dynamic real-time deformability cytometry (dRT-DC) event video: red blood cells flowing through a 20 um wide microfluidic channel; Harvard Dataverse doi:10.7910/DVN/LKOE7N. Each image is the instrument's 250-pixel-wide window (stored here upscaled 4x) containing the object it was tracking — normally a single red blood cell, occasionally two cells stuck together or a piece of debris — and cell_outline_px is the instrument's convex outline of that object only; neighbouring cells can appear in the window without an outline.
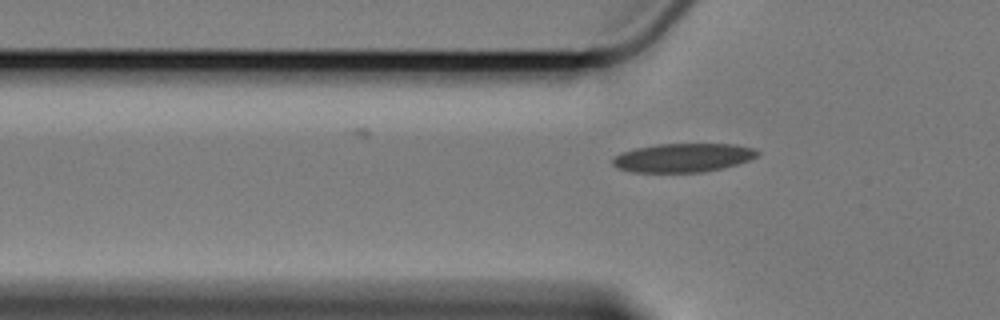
{"species": "Egyptian fruit bat (a non-hibernating species)", "species_latin": "Rousettus aegyptiacus", "temperature_condition": "cold", "stored_images_in_passage": 40, "camera_frame_rate_fps": 3000, "um_per_image_px": 0.085, "animal": {"sex": "female"}, "frame": {"image": 1, "passage_image": 5, "time_ms": 1.333, "image_size_px": [1000, 320], "cell_outline_px": [[760, 152], [756, 156], [748, 160], [724, 168], [704, 172], [632, 172], [616, 168], [612, 164], [612, 160], [620, 152], [636, 148], [656, 144], [736, 144], [756, 148]], "centroid_in_image_um": [58.05, 13.4], "position_along_channel_um": 67.7, "area_um2": 24.39}}
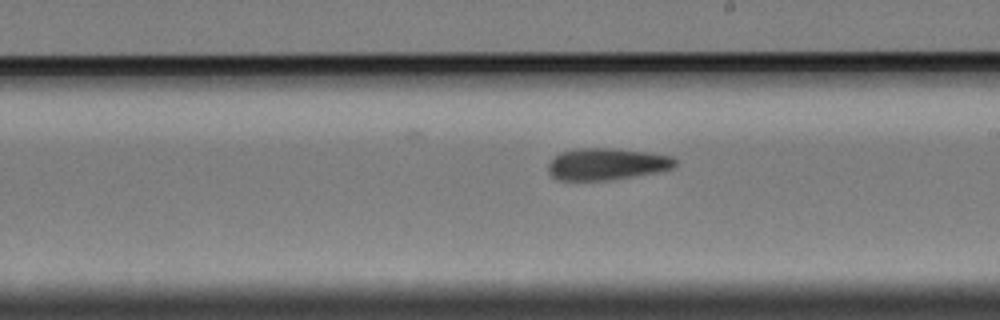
{"frame": {"image": 2, "passage_image": 20, "time_ms": 6.333, "image_size_px": [1000, 320], "cell_outline_px": [[676, 164], [672, 168], [656, 172], [632, 176], [604, 180], [556, 180], [548, 172], [548, 164], [560, 152], [580, 148], [612, 148], [652, 152], [672, 156], [676, 160]], "centroid_in_image_um": [51.57, 13.93], "position_along_channel_um": 237.4, "area_um2": 23.47}}
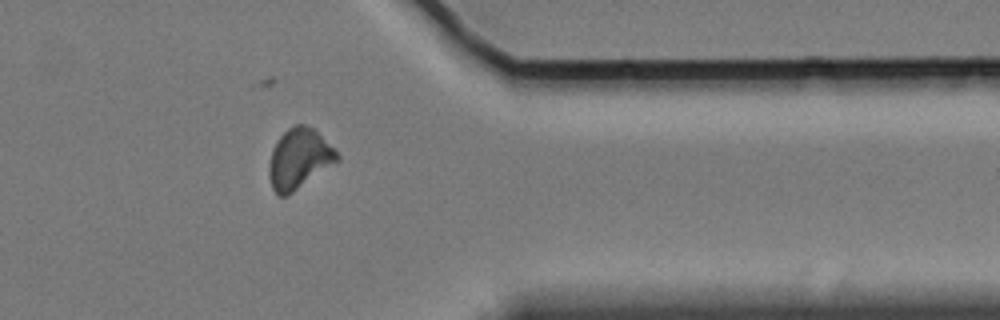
{"frame": {"image": 3, "passage_image": 34, "time_ms": 11.0, "image_size_px": [1000, 320], "cell_outline_px": [[340, 160], [288, 196], [280, 196], [272, 188], [268, 172], [268, 168], [272, 148], [276, 140], [288, 128], [296, 124], [304, 124], [312, 128], [340, 156]], "centroid_in_image_um": [25.39, 13.52], "position_along_channel_um": 386.0, "area_um2": 23.7}}